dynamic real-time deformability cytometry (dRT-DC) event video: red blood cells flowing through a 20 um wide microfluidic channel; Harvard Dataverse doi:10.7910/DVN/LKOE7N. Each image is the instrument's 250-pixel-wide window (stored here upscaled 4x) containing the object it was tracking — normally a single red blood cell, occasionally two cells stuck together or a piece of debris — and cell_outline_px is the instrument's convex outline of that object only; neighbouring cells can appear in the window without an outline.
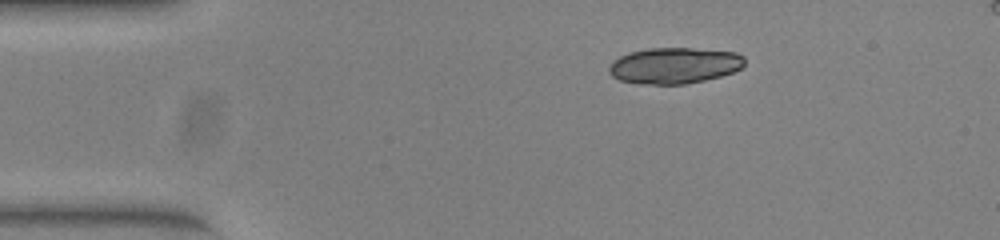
{"species": "common noctule bat (a hibernating species)", "species_latin": "Nyctalus noctula", "temperature_condition": "warm", "stored_images_in_passage": 25, "camera_frame_rate_fps": 3000, "um_per_image_px": 0.085, "animal": {"sex": "female", "body_mass_g": 23.0, "forearm_length_mm": 53.4}, "frame": {"image": 1, "passage_image": 1, "time_ms": 0.0, "image_size_px": [1000, 240], "cell_outline_px": [[744, 64], [740, 68], [732, 72], [720, 76], [704, 80], [684, 84], [640, 84], [620, 80], [612, 76], [608, 72], [608, 68], [620, 56], [628, 52], [648, 48], [692, 48], [736, 52], [744, 56]], "centroid_in_image_um": [57.31, 5.57], "position_along_channel_um": 27.7, "area_um2": 28.44}}